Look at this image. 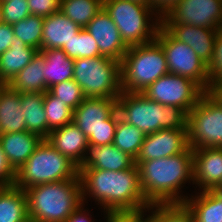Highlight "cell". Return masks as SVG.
<instances>
[{
  "mask_svg": "<svg viewBox=\"0 0 222 222\" xmlns=\"http://www.w3.org/2000/svg\"><path fill=\"white\" fill-rule=\"evenodd\" d=\"M78 171L83 202L94 197L95 203L98 201L106 210L105 219L109 215L141 214L151 207L143 195L136 164L121 171L94 168H78Z\"/></svg>",
  "mask_w": 222,
  "mask_h": 222,
  "instance_id": "1",
  "label": "cell"
},
{
  "mask_svg": "<svg viewBox=\"0 0 222 222\" xmlns=\"http://www.w3.org/2000/svg\"><path fill=\"white\" fill-rule=\"evenodd\" d=\"M193 150L174 156L142 161L138 165L140 186L150 205L183 204L188 195L181 188L193 183ZM183 195V196H182Z\"/></svg>",
  "mask_w": 222,
  "mask_h": 222,
  "instance_id": "2",
  "label": "cell"
},
{
  "mask_svg": "<svg viewBox=\"0 0 222 222\" xmlns=\"http://www.w3.org/2000/svg\"><path fill=\"white\" fill-rule=\"evenodd\" d=\"M25 192L28 217L35 222H65L83 203L80 179L39 184Z\"/></svg>",
  "mask_w": 222,
  "mask_h": 222,
  "instance_id": "3",
  "label": "cell"
},
{
  "mask_svg": "<svg viewBox=\"0 0 222 222\" xmlns=\"http://www.w3.org/2000/svg\"><path fill=\"white\" fill-rule=\"evenodd\" d=\"M117 110L122 120L145 135L161 129H187L188 114L183 109L162 105L141 92H122L117 98Z\"/></svg>",
  "mask_w": 222,
  "mask_h": 222,
  "instance_id": "4",
  "label": "cell"
},
{
  "mask_svg": "<svg viewBox=\"0 0 222 222\" xmlns=\"http://www.w3.org/2000/svg\"><path fill=\"white\" fill-rule=\"evenodd\" d=\"M70 179H80L78 166L43 139L16 171L14 185L25 191L35 185Z\"/></svg>",
  "mask_w": 222,
  "mask_h": 222,
  "instance_id": "5",
  "label": "cell"
},
{
  "mask_svg": "<svg viewBox=\"0 0 222 222\" xmlns=\"http://www.w3.org/2000/svg\"><path fill=\"white\" fill-rule=\"evenodd\" d=\"M120 65L123 92H142L168 74L165 53L156 40L128 47Z\"/></svg>",
  "mask_w": 222,
  "mask_h": 222,
  "instance_id": "6",
  "label": "cell"
},
{
  "mask_svg": "<svg viewBox=\"0 0 222 222\" xmlns=\"http://www.w3.org/2000/svg\"><path fill=\"white\" fill-rule=\"evenodd\" d=\"M103 8L116 24L127 47L155 40L161 19L150 6L130 0H103Z\"/></svg>",
  "mask_w": 222,
  "mask_h": 222,
  "instance_id": "7",
  "label": "cell"
},
{
  "mask_svg": "<svg viewBox=\"0 0 222 222\" xmlns=\"http://www.w3.org/2000/svg\"><path fill=\"white\" fill-rule=\"evenodd\" d=\"M120 118L116 98L86 97L73 110L72 122L86 135L89 145L103 146L113 144Z\"/></svg>",
  "mask_w": 222,
  "mask_h": 222,
  "instance_id": "8",
  "label": "cell"
},
{
  "mask_svg": "<svg viewBox=\"0 0 222 222\" xmlns=\"http://www.w3.org/2000/svg\"><path fill=\"white\" fill-rule=\"evenodd\" d=\"M73 79L86 97L118 98L121 89L120 61L96 56L74 59Z\"/></svg>",
  "mask_w": 222,
  "mask_h": 222,
  "instance_id": "9",
  "label": "cell"
},
{
  "mask_svg": "<svg viewBox=\"0 0 222 222\" xmlns=\"http://www.w3.org/2000/svg\"><path fill=\"white\" fill-rule=\"evenodd\" d=\"M188 145L192 150L222 148V106L205 92L187 116Z\"/></svg>",
  "mask_w": 222,
  "mask_h": 222,
  "instance_id": "10",
  "label": "cell"
},
{
  "mask_svg": "<svg viewBox=\"0 0 222 222\" xmlns=\"http://www.w3.org/2000/svg\"><path fill=\"white\" fill-rule=\"evenodd\" d=\"M155 40L165 53L168 73L189 78L208 92L207 64L190 46L176 40L162 25L157 31Z\"/></svg>",
  "mask_w": 222,
  "mask_h": 222,
  "instance_id": "11",
  "label": "cell"
},
{
  "mask_svg": "<svg viewBox=\"0 0 222 222\" xmlns=\"http://www.w3.org/2000/svg\"><path fill=\"white\" fill-rule=\"evenodd\" d=\"M141 93L162 105L179 107L188 114L205 91L189 78L168 73Z\"/></svg>",
  "mask_w": 222,
  "mask_h": 222,
  "instance_id": "12",
  "label": "cell"
},
{
  "mask_svg": "<svg viewBox=\"0 0 222 222\" xmlns=\"http://www.w3.org/2000/svg\"><path fill=\"white\" fill-rule=\"evenodd\" d=\"M161 24H188L222 28V0H181L162 19Z\"/></svg>",
  "mask_w": 222,
  "mask_h": 222,
  "instance_id": "13",
  "label": "cell"
},
{
  "mask_svg": "<svg viewBox=\"0 0 222 222\" xmlns=\"http://www.w3.org/2000/svg\"><path fill=\"white\" fill-rule=\"evenodd\" d=\"M188 148L187 129H161L145 136L135 164L138 166L142 161L174 156Z\"/></svg>",
  "mask_w": 222,
  "mask_h": 222,
  "instance_id": "14",
  "label": "cell"
},
{
  "mask_svg": "<svg viewBox=\"0 0 222 222\" xmlns=\"http://www.w3.org/2000/svg\"><path fill=\"white\" fill-rule=\"evenodd\" d=\"M84 29L97 42L101 55L122 61L128 47L122 41L116 24L104 8L96 14Z\"/></svg>",
  "mask_w": 222,
  "mask_h": 222,
  "instance_id": "15",
  "label": "cell"
},
{
  "mask_svg": "<svg viewBox=\"0 0 222 222\" xmlns=\"http://www.w3.org/2000/svg\"><path fill=\"white\" fill-rule=\"evenodd\" d=\"M193 184L200 191L211 190L222 181V148L204 147L193 150Z\"/></svg>",
  "mask_w": 222,
  "mask_h": 222,
  "instance_id": "16",
  "label": "cell"
},
{
  "mask_svg": "<svg viewBox=\"0 0 222 222\" xmlns=\"http://www.w3.org/2000/svg\"><path fill=\"white\" fill-rule=\"evenodd\" d=\"M176 40L190 46L198 57L209 63L214 51L218 29L188 24H161Z\"/></svg>",
  "mask_w": 222,
  "mask_h": 222,
  "instance_id": "17",
  "label": "cell"
},
{
  "mask_svg": "<svg viewBox=\"0 0 222 222\" xmlns=\"http://www.w3.org/2000/svg\"><path fill=\"white\" fill-rule=\"evenodd\" d=\"M47 141L78 167L83 162L89 145L86 135L73 122L52 130Z\"/></svg>",
  "mask_w": 222,
  "mask_h": 222,
  "instance_id": "18",
  "label": "cell"
},
{
  "mask_svg": "<svg viewBox=\"0 0 222 222\" xmlns=\"http://www.w3.org/2000/svg\"><path fill=\"white\" fill-rule=\"evenodd\" d=\"M135 160L113 144L88 145L85 158L78 168H94L106 171L130 169Z\"/></svg>",
  "mask_w": 222,
  "mask_h": 222,
  "instance_id": "19",
  "label": "cell"
},
{
  "mask_svg": "<svg viewBox=\"0 0 222 222\" xmlns=\"http://www.w3.org/2000/svg\"><path fill=\"white\" fill-rule=\"evenodd\" d=\"M43 138L28 131L0 134V144L8 163L16 172L36 150Z\"/></svg>",
  "mask_w": 222,
  "mask_h": 222,
  "instance_id": "20",
  "label": "cell"
},
{
  "mask_svg": "<svg viewBox=\"0 0 222 222\" xmlns=\"http://www.w3.org/2000/svg\"><path fill=\"white\" fill-rule=\"evenodd\" d=\"M80 30L81 28L61 11L44 17L41 50L61 49Z\"/></svg>",
  "mask_w": 222,
  "mask_h": 222,
  "instance_id": "21",
  "label": "cell"
},
{
  "mask_svg": "<svg viewBox=\"0 0 222 222\" xmlns=\"http://www.w3.org/2000/svg\"><path fill=\"white\" fill-rule=\"evenodd\" d=\"M21 93L0 83V134L26 131Z\"/></svg>",
  "mask_w": 222,
  "mask_h": 222,
  "instance_id": "22",
  "label": "cell"
},
{
  "mask_svg": "<svg viewBox=\"0 0 222 222\" xmlns=\"http://www.w3.org/2000/svg\"><path fill=\"white\" fill-rule=\"evenodd\" d=\"M10 48L0 55V83L8 84L38 52L14 35Z\"/></svg>",
  "mask_w": 222,
  "mask_h": 222,
  "instance_id": "23",
  "label": "cell"
},
{
  "mask_svg": "<svg viewBox=\"0 0 222 222\" xmlns=\"http://www.w3.org/2000/svg\"><path fill=\"white\" fill-rule=\"evenodd\" d=\"M45 61L38 51L31 62L24 67L7 85L19 93H45Z\"/></svg>",
  "mask_w": 222,
  "mask_h": 222,
  "instance_id": "24",
  "label": "cell"
},
{
  "mask_svg": "<svg viewBox=\"0 0 222 222\" xmlns=\"http://www.w3.org/2000/svg\"><path fill=\"white\" fill-rule=\"evenodd\" d=\"M45 61V84L49 90L52 86L73 79L74 59L62 49H48L39 51Z\"/></svg>",
  "mask_w": 222,
  "mask_h": 222,
  "instance_id": "25",
  "label": "cell"
},
{
  "mask_svg": "<svg viewBox=\"0 0 222 222\" xmlns=\"http://www.w3.org/2000/svg\"><path fill=\"white\" fill-rule=\"evenodd\" d=\"M26 131L48 138L47 118L44 110V93H21Z\"/></svg>",
  "mask_w": 222,
  "mask_h": 222,
  "instance_id": "26",
  "label": "cell"
},
{
  "mask_svg": "<svg viewBox=\"0 0 222 222\" xmlns=\"http://www.w3.org/2000/svg\"><path fill=\"white\" fill-rule=\"evenodd\" d=\"M28 218L27 195L15 185L0 188V222H23Z\"/></svg>",
  "mask_w": 222,
  "mask_h": 222,
  "instance_id": "27",
  "label": "cell"
},
{
  "mask_svg": "<svg viewBox=\"0 0 222 222\" xmlns=\"http://www.w3.org/2000/svg\"><path fill=\"white\" fill-rule=\"evenodd\" d=\"M199 192L183 203L193 215L194 222H222V201L210 190Z\"/></svg>",
  "mask_w": 222,
  "mask_h": 222,
  "instance_id": "28",
  "label": "cell"
},
{
  "mask_svg": "<svg viewBox=\"0 0 222 222\" xmlns=\"http://www.w3.org/2000/svg\"><path fill=\"white\" fill-rule=\"evenodd\" d=\"M103 8V0H61L60 11L80 28L87 24Z\"/></svg>",
  "mask_w": 222,
  "mask_h": 222,
  "instance_id": "29",
  "label": "cell"
},
{
  "mask_svg": "<svg viewBox=\"0 0 222 222\" xmlns=\"http://www.w3.org/2000/svg\"><path fill=\"white\" fill-rule=\"evenodd\" d=\"M145 136L140 129L120 118L115 129L113 145L136 160Z\"/></svg>",
  "mask_w": 222,
  "mask_h": 222,
  "instance_id": "30",
  "label": "cell"
},
{
  "mask_svg": "<svg viewBox=\"0 0 222 222\" xmlns=\"http://www.w3.org/2000/svg\"><path fill=\"white\" fill-rule=\"evenodd\" d=\"M44 110L47 118L48 136L52 130L73 121V109L49 91L44 93Z\"/></svg>",
  "mask_w": 222,
  "mask_h": 222,
  "instance_id": "31",
  "label": "cell"
},
{
  "mask_svg": "<svg viewBox=\"0 0 222 222\" xmlns=\"http://www.w3.org/2000/svg\"><path fill=\"white\" fill-rule=\"evenodd\" d=\"M44 17L29 15L13 24L14 35L27 46L41 50Z\"/></svg>",
  "mask_w": 222,
  "mask_h": 222,
  "instance_id": "32",
  "label": "cell"
},
{
  "mask_svg": "<svg viewBox=\"0 0 222 222\" xmlns=\"http://www.w3.org/2000/svg\"><path fill=\"white\" fill-rule=\"evenodd\" d=\"M147 211L150 214L147 222H194L193 215L184 204H156Z\"/></svg>",
  "mask_w": 222,
  "mask_h": 222,
  "instance_id": "33",
  "label": "cell"
},
{
  "mask_svg": "<svg viewBox=\"0 0 222 222\" xmlns=\"http://www.w3.org/2000/svg\"><path fill=\"white\" fill-rule=\"evenodd\" d=\"M69 58H92L102 56L95 39L84 28L61 48Z\"/></svg>",
  "mask_w": 222,
  "mask_h": 222,
  "instance_id": "34",
  "label": "cell"
},
{
  "mask_svg": "<svg viewBox=\"0 0 222 222\" xmlns=\"http://www.w3.org/2000/svg\"><path fill=\"white\" fill-rule=\"evenodd\" d=\"M53 96L75 110L86 98L81 87L74 79H69L52 86L48 90Z\"/></svg>",
  "mask_w": 222,
  "mask_h": 222,
  "instance_id": "35",
  "label": "cell"
},
{
  "mask_svg": "<svg viewBox=\"0 0 222 222\" xmlns=\"http://www.w3.org/2000/svg\"><path fill=\"white\" fill-rule=\"evenodd\" d=\"M3 22L13 25L31 15L27 0H0Z\"/></svg>",
  "mask_w": 222,
  "mask_h": 222,
  "instance_id": "36",
  "label": "cell"
},
{
  "mask_svg": "<svg viewBox=\"0 0 222 222\" xmlns=\"http://www.w3.org/2000/svg\"><path fill=\"white\" fill-rule=\"evenodd\" d=\"M208 90L222 82V28L218 29L211 60L207 64Z\"/></svg>",
  "mask_w": 222,
  "mask_h": 222,
  "instance_id": "37",
  "label": "cell"
},
{
  "mask_svg": "<svg viewBox=\"0 0 222 222\" xmlns=\"http://www.w3.org/2000/svg\"><path fill=\"white\" fill-rule=\"evenodd\" d=\"M31 15L48 17L60 11L61 0H27Z\"/></svg>",
  "mask_w": 222,
  "mask_h": 222,
  "instance_id": "38",
  "label": "cell"
},
{
  "mask_svg": "<svg viewBox=\"0 0 222 222\" xmlns=\"http://www.w3.org/2000/svg\"><path fill=\"white\" fill-rule=\"evenodd\" d=\"M16 172L12 169L0 144V187L12 186L15 183Z\"/></svg>",
  "mask_w": 222,
  "mask_h": 222,
  "instance_id": "39",
  "label": "cell"
},
{
  "mask_svg": "<svg viewBox=\"0 0 222 222\" xmlns=\"http://www.w3.org/2000/svg\"><path fill=\"white\" fill-rule=\"evenodd\" d=\"M14 37V30L12 25H9L8 23H1L0 24V55H2L4 52H6L12 42Z\"/></svg>",
  "mask_w": 222,
  "mask_h": 222,
  "instance_id": "40",
  "label": "cell"
},
{
  "mask_svg": "<svg viewBox=\"0 0 222 222\" xmlns=\"http://www.w3.org/2000/svg\"><path fill=\"white\" fill-rule=\"evenodd\" d=\"M181 0H150V7L162 19Z\"/></svg>",
  "mask_w": 222,
  "mask_h": 222,
  "instance_id": "41",
  "label": "cell"
},
{
  "mask_svg": "<svg viewBox=\"0 0 222 222\" xmlns=\"http://www.w3.org/2000/svg\"><path fill=\"white\" fill-rule=\"evenodd\" d=\"M84 202L81 203L66 219L65 222H94L95 220L91 219L92 215H89V210L84 209ZM87 211V212H86ZM88 213V214H87ZM91 216V217H89ZM93 220V221H92Z\"/></svg>",
  "mask_w": 222,
  "mask_h": 222,
  "instance_id": "42",
  "label": "cell"
},
{
  "mask_svg": "<svg viewBox=\"0 0 222 222\" xmlns=\"http://www.w3.org/2000/svg\"><path fill=\"white\" fill-rule=\"evenodd\" d=\"M145 213L147 212L141 214L109 215L106 222H147V214Z\"/></svg>",
  "mask_w": 222,
  "mask_h": 222,
  "instance_id": "43",
  "label": "cell"
},
{
  "mask_svg": "<svg viewBox=\"0 0 222 222\" xmlns=\"http://www.w3.org/2000/svg\"><path fill=\"white\" fill-rule=\"evenodd\" d=\"M208 92L222 106V82L211 86Z\"/></svg>",
  "mask_w": 222,
  "mask_h": 222,
  "instance_id": "44",
  "label": "cell"
},
{
  "mask_svg": "<svg viewBox=\"0 0 222 222\" xmlns=\"http://www.w3.org/2000/svg\"><path fill=\"white\" fill-rule=\"evenodd\" d=\"M210 191L222 201V187L215 186Z\"/></svg>",
  "mask_w": 222,
  "mask_h": 222,
  "instance_id": "45",
  "label": "cell"
},
{
  "mask_svg": "<svg viewBox=\"0 0 222 222\" xmlns=\"http://www.w3.org/2000/svg\"><path fill=\"white\" fill-rule=\"evenodd\" d=\"M130 1L138 2L140 4L150 6V0H130Z\"/></svg>",
  "mask_w": 222,
  "mask_h": 222,
  "instance_id": "46",
  "label": "cell"
},
{
  "mask_svg": "<svg viewBox=\"0 0 222 222\" xmlns=\"http://www.w3.org/2000/svg\"><path fill=\"white\" fill-rule=\"evenodd\" d=\"M1 23H3V16H2L1 7H0V24Z\"/></svg>",
  "mask_w": 222,
  "mask_h": 222,
  "instance_id": "47",
  "label": "cell"
},
{
  "mask_svg": "<svg viewBox=\"0 0 222 222\" xmlns=\"http://www.w3.org/2000/svg\"><path fill=\"white\" fill-rule=\"evenodd\" d=\"M23 222H35L33 219H31L30 217H28L26 220H24Z\"/></svg>",
  "mask_w": 222,
  "mask_h": 222,
  "instance_id": "48",
  "label": "cell"
}]
</instances>
